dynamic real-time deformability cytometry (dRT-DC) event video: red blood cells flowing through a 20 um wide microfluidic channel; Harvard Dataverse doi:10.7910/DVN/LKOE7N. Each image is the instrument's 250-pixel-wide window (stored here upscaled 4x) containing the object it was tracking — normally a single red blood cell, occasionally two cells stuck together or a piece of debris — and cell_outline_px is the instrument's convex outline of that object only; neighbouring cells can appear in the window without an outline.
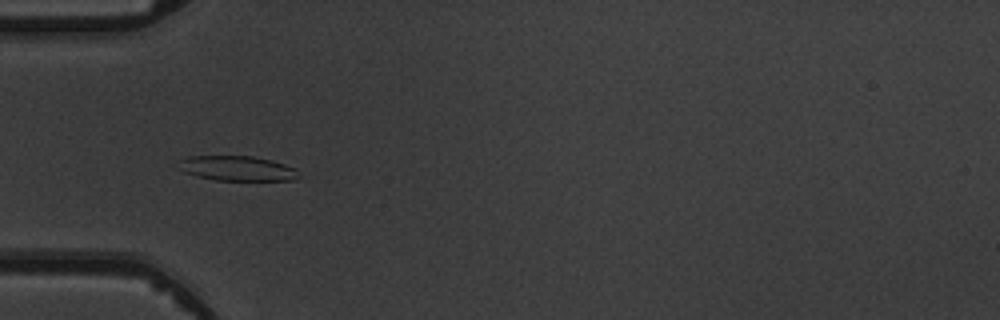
{"species": "common noctule bat (a hibernating species)", "species_latin": "Nyctalus noctula", "temperature_condition": "warm", "stored_images_in_passage": 8, "camera_frame_rate_fps": 3000, "um_per_image_px": 0.085, "animal": {"sex": "male", "body_mass_g": 19.5, "forearm_length_mm": 54.6}, "frame": {"image": 1, "passage_image": 4, "time_ms": 4.333, "image_size_px": [1000, 320], "cell_outline_px": [[296, 176], [292, 180], [216, 180], [196, 176], [184, 172], [180, 168], [180, 160], [188, 156], [252, 156], [272, 160], [296, 168]], "centroid_in_image_um": [20.13, 14.3], "position_along_channel_um": 64.9, "area_um2": 17.17}}
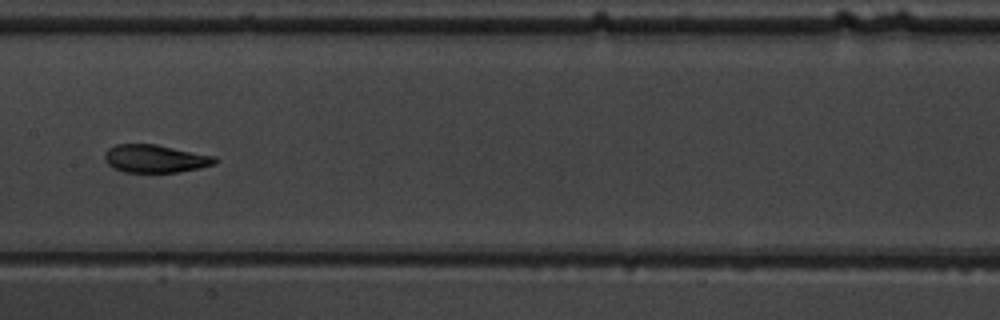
{"frame": {"image": 2, "passage_image": 7, "time_ms": 7.667, "image_size_px": [1000, 320], "cell_outline_px": [[220, 160], [216, 164], [200, 168], [180, 172], [124, 172], [112, 168], [104, 160], [104, 152], [108, 148], [116, 144], [156, 144], [216, 156]], "centroid_in_image_um": [13.21, 13.48], "position_along_channel_um": 194.2, "area_um2": 18.26}}
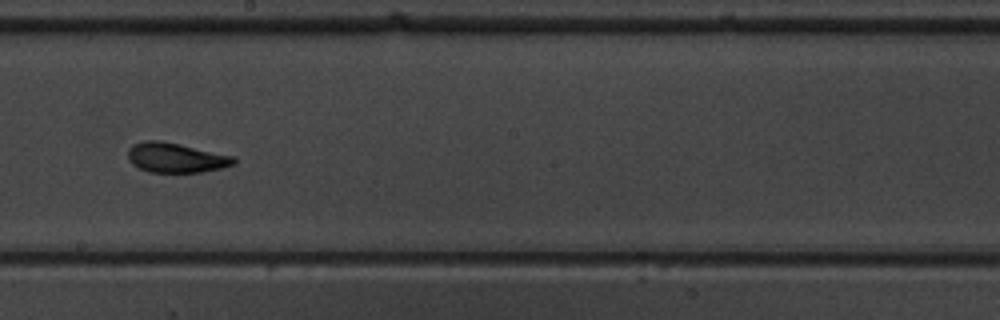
{"frame": {"image": 3, "passage_image": 8, "time_ms": 8.667, "image_size_px": [1000, 320], "cell_outline_px": [[236, 164], [220, 168], [200, 172], [152, 172], [140, 168], [132, 164], [128, 160], [128, 148], [132, 144], [144, 140], [160, 140], [180, 144], [236, 156]], "centroid_in_image_um": [14.95, 13.39], "position_along_channel_um": 233.2, "area_um2": 18.5}}